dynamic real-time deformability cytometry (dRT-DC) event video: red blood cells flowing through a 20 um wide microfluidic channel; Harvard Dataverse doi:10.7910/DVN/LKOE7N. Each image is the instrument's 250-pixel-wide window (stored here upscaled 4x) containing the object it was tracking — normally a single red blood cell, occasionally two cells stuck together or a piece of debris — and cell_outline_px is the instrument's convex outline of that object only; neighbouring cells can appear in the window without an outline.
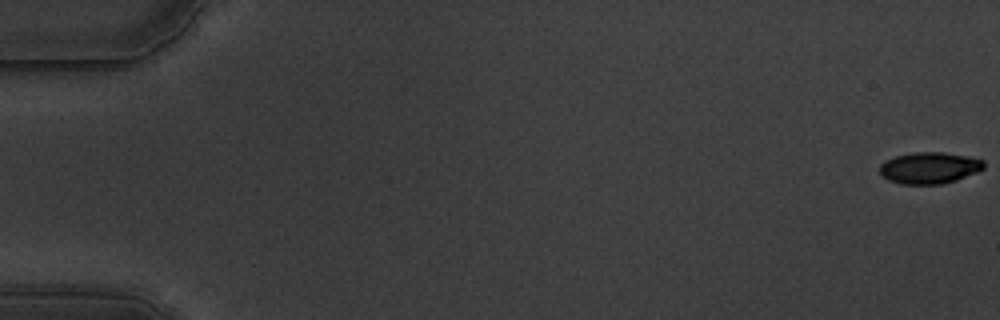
{"species": "common noctule bat (a hibernating species)", "species_latin": "Nyctalus noctula", "temperature_condition": "warm", "stored_images_in_passage": 19, "camera_frame_rate_fps": 3000, "um_per_image_px": 0.085, "animal": {"sex": "male", "body_mass_g": 19.5, "forearm_length_mm": 54.6}, "frame": {"image": 1, "passage_image": 1, "time_ms": 0.0, "image_size_px": [1000, 320], "cell_outline_px": [[984, 168], [976, 172], [956, 180], [940, 184], [900, 184], [888, 180], [880, 172], [880, 164], [896, 156], [912, 152], [944, 152], [968, 156], [984, 160]], "centroid_in_image_um": [79.01, 14.26], "position_along_channel_um": 6.0, "area_um2": 19.02}}
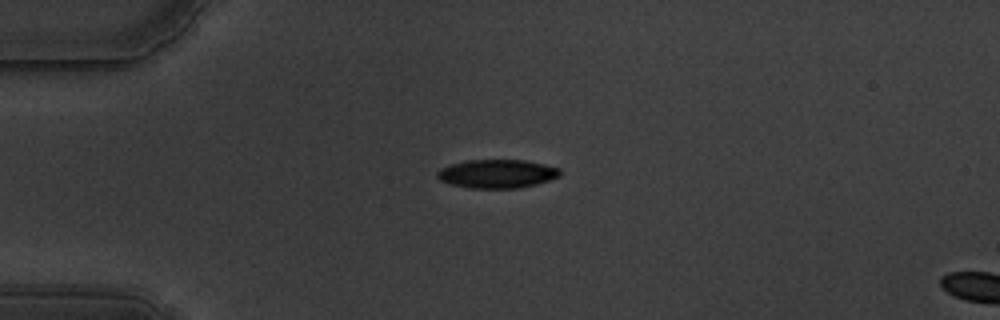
{"frame": {"image": 2, "passage_image": 16, "time_ms": 5.0, "image_size_px": [1000, 320], "cell_outline_px": [[560, 176], [536, 184], [516, 188], [468, 188], [452, 184], [440, 180], [436, 176], [436, 172], [440, 168], [464, 160], [524, 160], [544, 164], [560, 168]], "centroid_in_image_um": [42.23, 14.76], "position_along_channel_um": 42.8, "area_um2": 20.4}}